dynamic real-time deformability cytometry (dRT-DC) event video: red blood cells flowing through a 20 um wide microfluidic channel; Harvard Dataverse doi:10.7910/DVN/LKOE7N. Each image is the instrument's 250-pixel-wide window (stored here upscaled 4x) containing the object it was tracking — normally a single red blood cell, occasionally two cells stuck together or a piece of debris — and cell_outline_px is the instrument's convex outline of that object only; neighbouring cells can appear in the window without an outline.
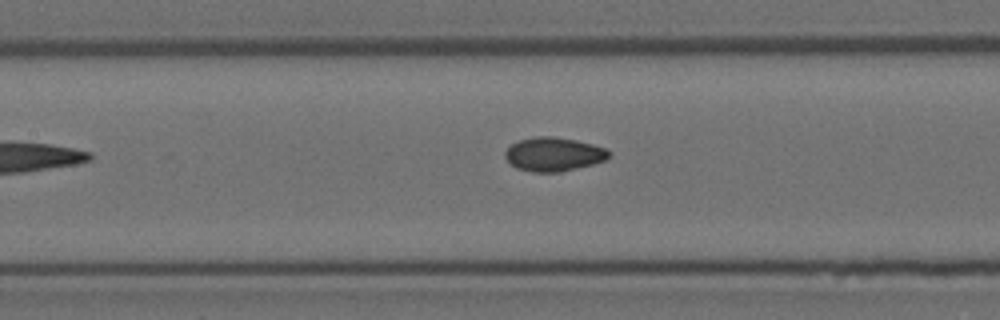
{"species": "Egyptian fruit bat (a non-hibernating species)", "species_latin": "Rousettus aegyptiacus", "temperature_condition": "room temperature", "stored_images_in_passage": 4, "camera_frame_rate_fps": 3000, "um_per_image_px": 0.085, "animal": {"sex": "female"}, "frame": {"image": 1, "passage_image": 4, "time_ms": 1.0, "image_size_px": [1000, 320], "cell_outline_px": [[612, 156], [604, 160], [592, 164], [560, 172], [532, 172], [516, 168], [504, 156], [504, 152], [512, 144], [520, 140], [536, 136], [552, 136], [576, 140], [592, 144], [604, 148], [612, 152]], "centroid_in_image_um": [47.07, 13.11], "position_along_channel_um": 160.3, "area_um2": 20.4}}